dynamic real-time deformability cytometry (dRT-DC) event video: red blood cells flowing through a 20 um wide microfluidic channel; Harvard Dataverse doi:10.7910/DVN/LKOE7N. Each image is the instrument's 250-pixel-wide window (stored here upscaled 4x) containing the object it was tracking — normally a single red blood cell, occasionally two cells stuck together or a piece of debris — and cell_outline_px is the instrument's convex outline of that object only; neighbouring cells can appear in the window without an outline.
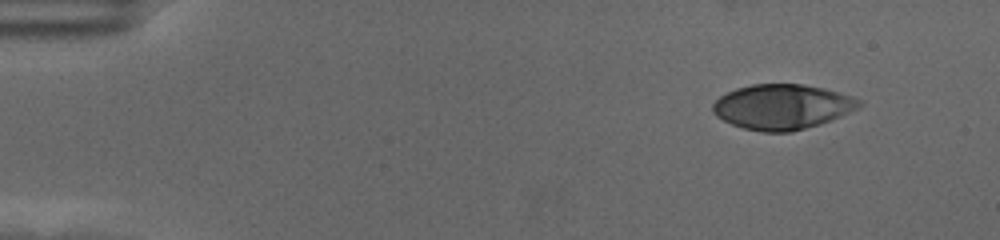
{"species": "human", "species_latin": "Homo sapiens", "temperature_condition": "cold", "stored_images_in_passage": 53, "camera_frame_rate_fps": 3000, "um_per_image_px": 0.085, "donor": {"sex": "female"}, "frame": {"image": 1, "passage_image": 1, "time_ms": 0.0, "image_size_px": [1000, 240], "cell_outline_px": [[864, 104], [832, 120], [792, 132], [764, 132], [744, 128], [732, 124], [716, 116], [712, 112], [712, 104], [720, 96], [736, 88], [752, 84], [804, 84], [824, 88], [852, 96], [860, 100]], "centroid_in_image_um": [66.48, 9.07], "position_along_channel_um": 18.5, "area_um2": 38.32}}
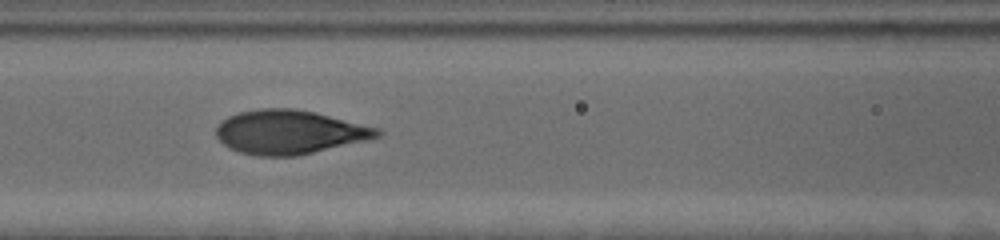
{"frame": {"image": 2, "passage_image": 21, "time_ms": 6.667, "image_size_px": [1000, 240], "cell_outline_px": [[384, 132], [380, 136], [368, 140], [296, 156], [260, 156], [240, 152], [224, 144], [216, 136], [216, 128], [228, 116], [240, 112], [264, 108], [296, 108], [316, 112], [380, 128]], "centroid_in_image_um": [24.66, 11.22], "position_along_channel_um": 141.9, "area_um2": 41.21}}
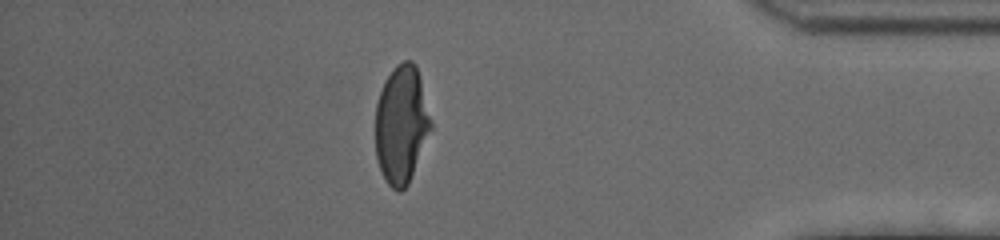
{"frame": {"image": 3, "passage_image": 46, "time_ms": 15.0, "image_size_px": [1000, 240], "cell_outline_px": [[432, 128], [408, 184], [400, 192], [396, 192], [384, 180], [376, 156], [376, 104], [384, 80], [392, 68], [396, 64], [404, 60], [412, 60], [416, 64], [432, 124]], "centroid_in_image_um": [34.11, 10.57], "position_along_channel_um": 401.1, "area_um2": 38.09}, "authors_computed_cell_mechanics": {"area_um2": 40.6334, "velocity_mm_per_s": 3.4922, "shape_relaxation_time_tau1_ms": 3.9988, "shape_relaxation_time_tau2_ms": null, "deformation_change_tau1": 0.2049, "deformation_change_tau2": null}}